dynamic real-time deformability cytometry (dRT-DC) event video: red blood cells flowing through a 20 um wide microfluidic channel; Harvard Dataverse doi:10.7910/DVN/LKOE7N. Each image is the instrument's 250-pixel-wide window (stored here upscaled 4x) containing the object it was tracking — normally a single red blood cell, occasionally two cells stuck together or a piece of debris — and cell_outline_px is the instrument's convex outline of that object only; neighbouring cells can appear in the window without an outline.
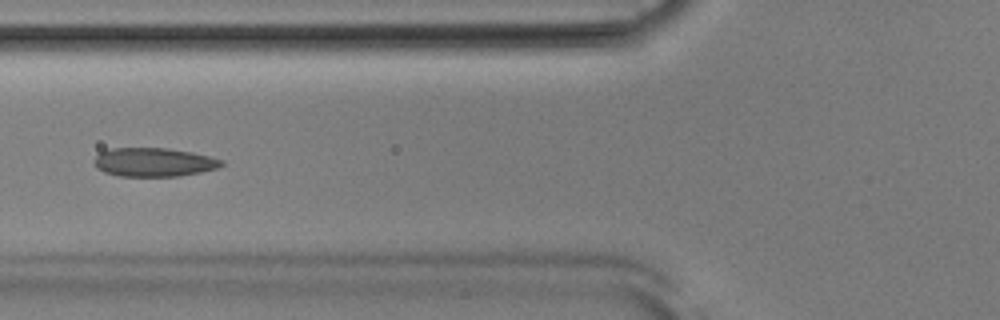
{"species": "Egyptian fruit bat (a non-hibernating species)", "species_latin": "Rousettus aegyptiacus", "temperature_condition": "room temperature", "stored_images_in_passage": 47, "camera_frame_rate_fps": 3000, "um_per_image_px": 0.085, "animal": {"sex": "male"}, "frame": {"image": 1, "passage_image": 15, "time_ms": 4.667, "image_size_px": [1000, 320], "cell_outline_px": [[224, 164], [216, 168], [200, 172], [180, 176], [120, 176], [104, 172], [96, 168], [96, 156], [100, 152], [112, 148], [168, 148], [192, 152], [224, 160]], "centroid_in_image_um": [13.09, 13.78], "position_along_channel_um": 112.7, "area_um2": 21.21}}
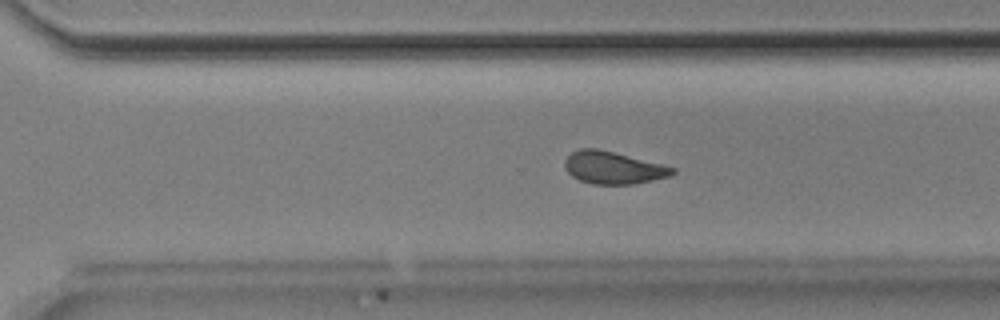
{"frame": {"image": 2, "passage_image": 31, "time_ms": 10.0, "image_size_px": [1000, 320], "cell_outline_px": [[676, 172], [668, 176], [652, 180], [632, 184], [592, 184], [580, 180], [572, 176], [564, 168], [564, 160], [572, 152], [580, 148], [596, 148], [664, 164], [676, 168]], "centroid_in_image_um": [52.11, 14.25], "position_along_channel_um": 318.5, "area_um2": 20.29}}
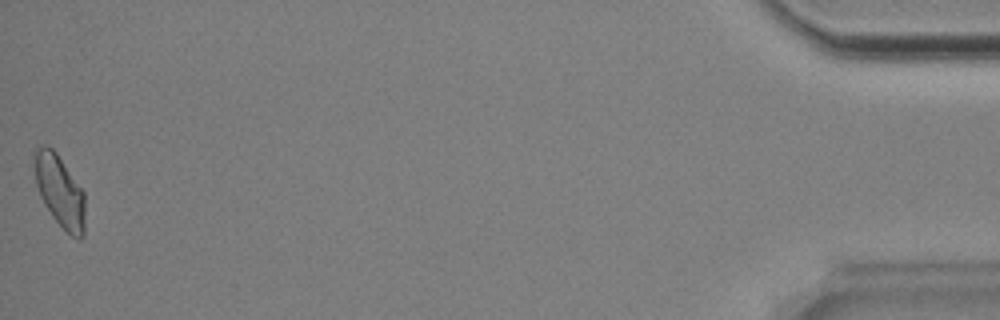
{"frame": {"image": 3, "passage_image": 47, "time_ms": 15.333, "image_size_px": [1000, 320], "cell_outline_px": [[84, 236], [80, 240], [72, 236], [52, 216], [44, 204], [40, 196], [36, 184], [32, 156], [32, 152], [40, 144], [48, 144], [56, 152], [84, 192]], "centroid_in_image_um": [5.04, 16.18], "position_along_channel_um": 430.2, "area_um2": 21.39}, "authors_computed_cell_mechanics": {"area_um2": 20.8658, "velocity_mm_per_s": 3.8682, "shape_relaxation_time_tau1_ms": null, "shape_relaxation_time_tau2_ms": 2.9973, "deformation_change_tau1": null, "deformation_change_tau2": 0.0755}}